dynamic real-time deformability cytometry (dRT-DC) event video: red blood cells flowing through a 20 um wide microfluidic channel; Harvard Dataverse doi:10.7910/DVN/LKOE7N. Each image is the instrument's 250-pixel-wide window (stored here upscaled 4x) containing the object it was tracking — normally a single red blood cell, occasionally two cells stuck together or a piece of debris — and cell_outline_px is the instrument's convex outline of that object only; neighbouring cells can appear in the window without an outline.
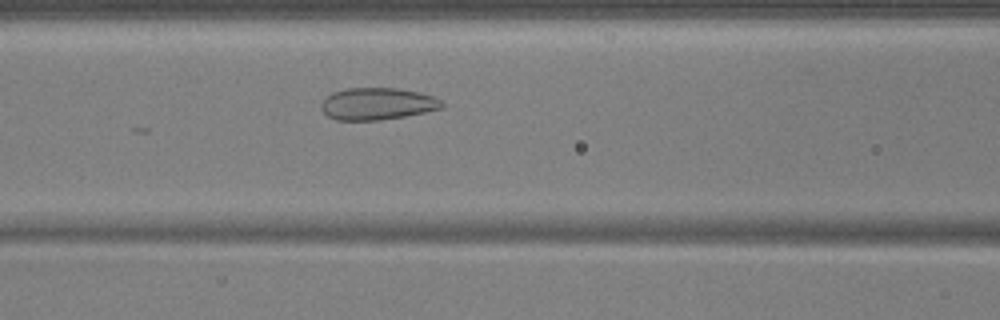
{"species": "common noctule bat (a hibernating species)", "species_latin": "Nyctalus noctula", "temperature_condition": "warm", "stored_images_in_passage": 40, "camera_frame_rate_fps": 3000, "um_per_image_px": 0.085, "animal": {"sex": "male", "body_mass_g": 17.9, "forearm_length_mm": 54.2}, "frame": {"image": 1, "passage_image": 13, "time_ms": 4.0, "image_size_px": [1000, 320], "cell_outline_px": [[444, 108], [404, 116], [380, 120], [336, 120], [328, 116], [320, 108], [320, 104], [332, 92], [344, 88], [400, 88], [420, 92], [444, 100]], "centroid_in_image_um": [32.09, 8.81], "position_along_channel_um": 134.5, "area_um2": 22.72}}
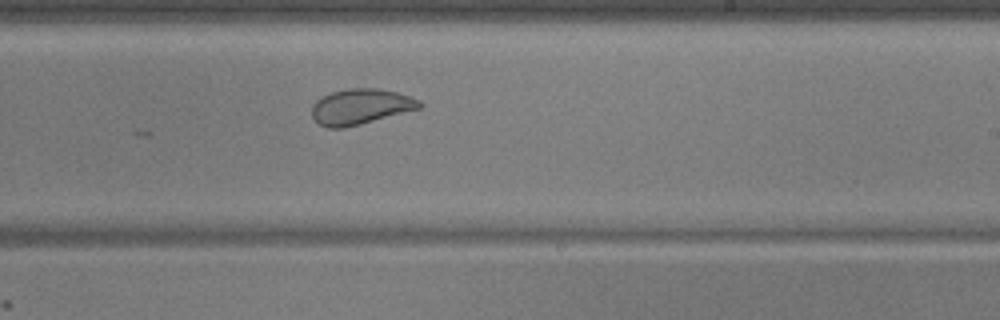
{"frame": {"image": 2, "passage_image": 23, "time_ms": 7.333, "image_size_px": [1000, 320], "cell_outline_px": [[424, 104], [420, 108], [360, 124], [344, 128], [328, 128], [320, 124], [312, 116], [312, 104], [316, 100], [332, 92], [348, 88], [376, 88], [396, 92], [420, 100]], "centroid_in_image_um": [30.64, 9.06], "position_along_channel_um": 258.4, "area_um2": 22.08}}
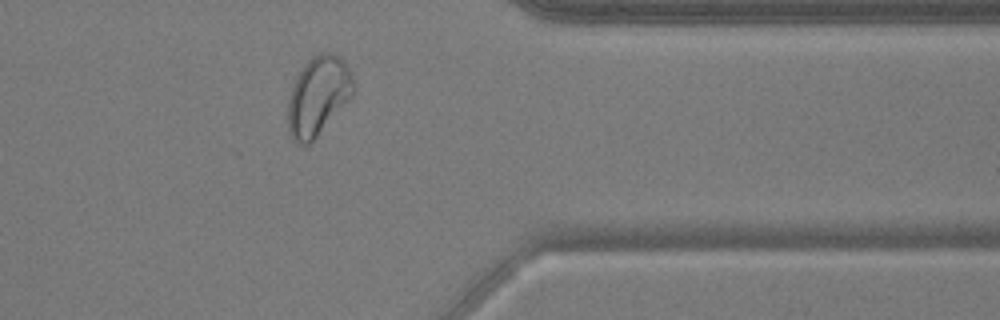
{"frame": {"image": 3, "passage_image": 34, "time_ms": 11.0, "image_size_px": [1000, 320], "cell_outline_px": [[356, 88], [352, 96], [316, 136], [308, 144], [300, 144], [292, 140], [288, 132], [288, 100], [296, 76], [304, 64], [312, 56], [320, 52], [332, 52], [344, 60], [352, 76]], "centroid_in_image_um": [27.03, 8.12], "position_along_channel_um": 384.4, "area_um2": 30.0}, "authors_computed_cell_mechanics": {"area_um2": 23.987, "velocity_mm_per_s": 3.7242, "shape_relaxation_time_tau1_ms": 7.1129, "shape_relaxation_time_tau2_ms": 0.6617, "deformation_change_tau1": 0.1427, "deformation_change_tau2": 0.0515}}